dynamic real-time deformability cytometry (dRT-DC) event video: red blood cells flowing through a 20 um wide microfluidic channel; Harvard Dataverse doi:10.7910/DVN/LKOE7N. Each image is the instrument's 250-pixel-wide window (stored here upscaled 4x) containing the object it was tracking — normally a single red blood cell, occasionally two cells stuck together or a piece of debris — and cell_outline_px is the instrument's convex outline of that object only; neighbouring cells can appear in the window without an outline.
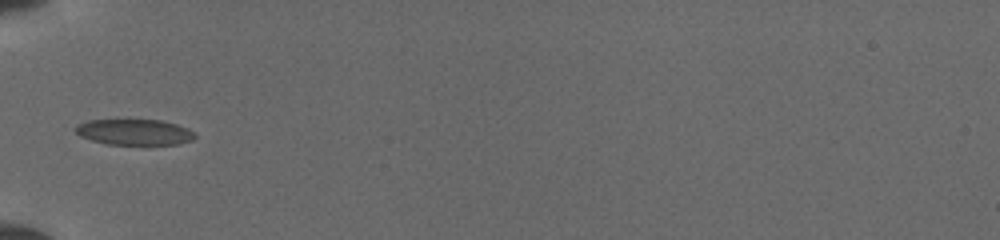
{"species": "common noctule bat (a hibernating species)", "species_latin": "Nyctalus noctula", "temperature_condition": "cold", "stored_images_in_passage": 3, "camera_frame_rate_fps": 3000, "um_per_image_px": 0.085, "animal": {"sex": "female", "body_mass_g": 19.5, "forearm_length_mm": 54.1}, "frame": {"image": 1, "passage_image": 1, "time_ms": 0.0, "image_size_px": [1000, 240], "cell_outline_px": [[196, 136], [192, 140], [180, 144], [108, 144], [92, 140], [80, 136], [72, 128], [76, 124], [88, 120], [128, 116], [160, 120], [176, 124], [188, 128], [196, 132]], "centroid_in_image_um": [11.38, 11.16], "position_along_channel_um": 73.6, "area_um2": 19.07}}